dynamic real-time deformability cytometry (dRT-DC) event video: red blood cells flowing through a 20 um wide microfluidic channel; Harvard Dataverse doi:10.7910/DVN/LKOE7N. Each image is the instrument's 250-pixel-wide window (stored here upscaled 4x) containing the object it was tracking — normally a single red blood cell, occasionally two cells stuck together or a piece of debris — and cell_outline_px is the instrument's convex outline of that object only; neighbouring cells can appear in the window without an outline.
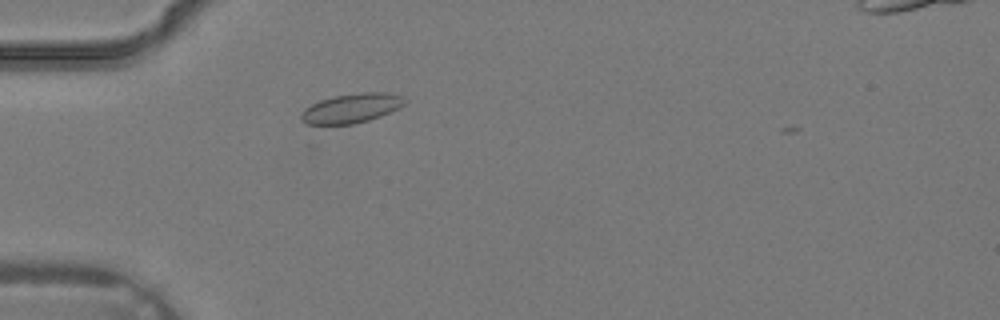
{"species": "common noctule bat (a hibernating species)", "species_latin": "Nyctalus noctula", "temperature_condition": "warm", "stored_images_in_passage": 16, "camera_frame_rate_fps": 3000, "um_per_image_px": 0.085, "animal": {"sex": "male", "body_mass_g": 19.2, "forearm_length_mm": 51.8}, "frame": {"image": 1, "passage_image": 2, "time_ms": 0.333, "image_size_px": [1000, 320], "cell_outline_px": [[408, 100], [404, 104], [380, 116], [368, 120], [352, 124], [308, 124], [300, 120], [300, 116], [312, 104], [320, 100], [336, 96], [360, 92], [388, 92], [404, 96]], "centroid_in_image_um": [29.92, 9.18], "position_along_channel_um": 55.1, "area_um2": 17.46}}
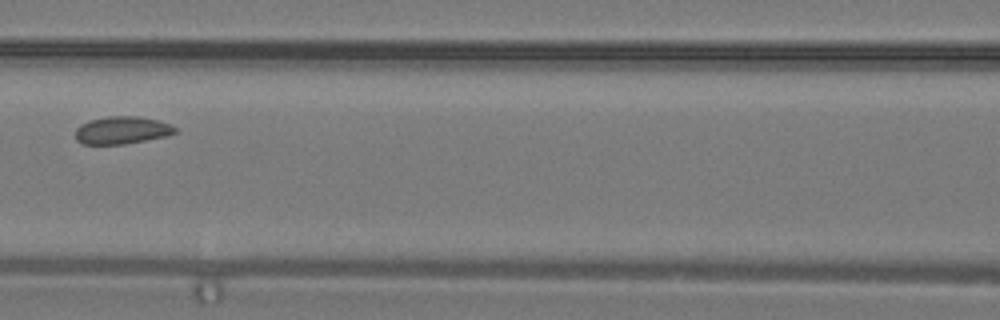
{"frame": {"image": 2, "passage_image": 8, "time_ms": 2.333, "image_size_px": [1000, 320], "cell_outline_px": [[176, 132], [164, 136], [124, 144], [84, 144], [76, 140], [76, 128], [80, 124], [92, 120], [108, 116], [140, 116], [172, 124], [176, 128]], "centroid_in_image_um": [10.35, 11.06], "position_along_channel_um": 156.2, "area_um2": 15.84}}
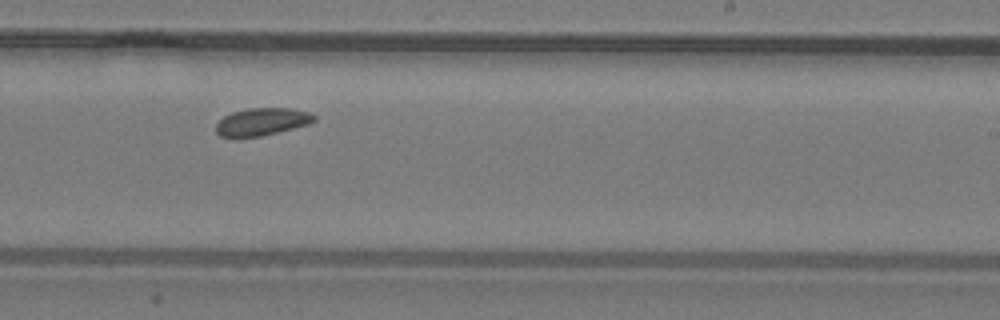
{"frame": {"image": 3, "passage_image": 14, "time_ms": 4.333, "image_size_px": [1000, 320], "cell_outline_px": [[316, 120], [308, 124], [260, 136], [220, 136], [216, 132], [216, 124], [224, 116], [232, 112], [248, 108], [292, 108], [308, 112], [316, 116]], "centroid_in_image_um": [22.27, 10.32], "position_along_channel_um": 266.7, "area_um2": 15.43}}